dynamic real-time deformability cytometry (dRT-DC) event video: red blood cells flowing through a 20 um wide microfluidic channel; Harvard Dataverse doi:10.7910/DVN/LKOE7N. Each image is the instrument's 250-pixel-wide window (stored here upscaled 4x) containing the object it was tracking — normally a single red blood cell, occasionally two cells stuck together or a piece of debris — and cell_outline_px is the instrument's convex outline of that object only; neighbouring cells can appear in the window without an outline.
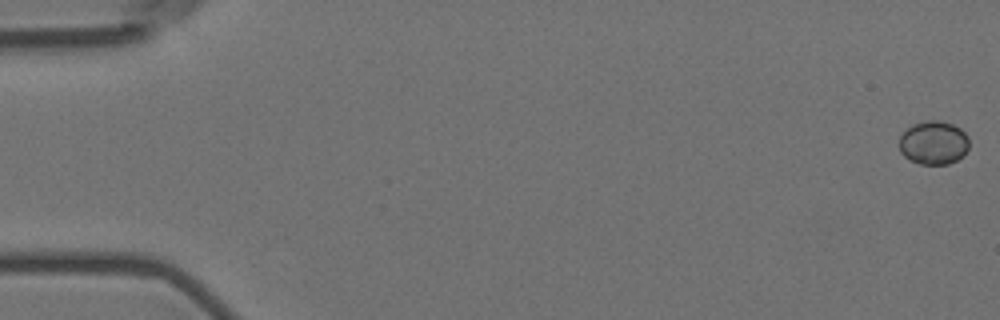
{"species": "Egyptian fruit bat (a non-hibernating species)", "species_latin": "Rousettus aegyptiacus", "temperature_condition": "room temperature", "stored_images_in_passage": 11, "camera_frame_rate_fps": 3000, "um_per_image_px": 0.085, "animal": {"sex": "female"}, "frame": {"image": 1, "passage_image": 1, "time_ms": 0.0, "image_size_px": [1000, 320], "cell_outline_px": [[968, 148], [964, 156], [948, 164], [920, 164], [908, 160], [900, 152], [900, 136], [912, 124], [928, 120], [940, 120], [952, 124], [960, 128], [968, 136]], "centroid_in_image_um": [79.36, 12.14], "position_along_channel_um": 5.6, "area_um2": 17.86}}